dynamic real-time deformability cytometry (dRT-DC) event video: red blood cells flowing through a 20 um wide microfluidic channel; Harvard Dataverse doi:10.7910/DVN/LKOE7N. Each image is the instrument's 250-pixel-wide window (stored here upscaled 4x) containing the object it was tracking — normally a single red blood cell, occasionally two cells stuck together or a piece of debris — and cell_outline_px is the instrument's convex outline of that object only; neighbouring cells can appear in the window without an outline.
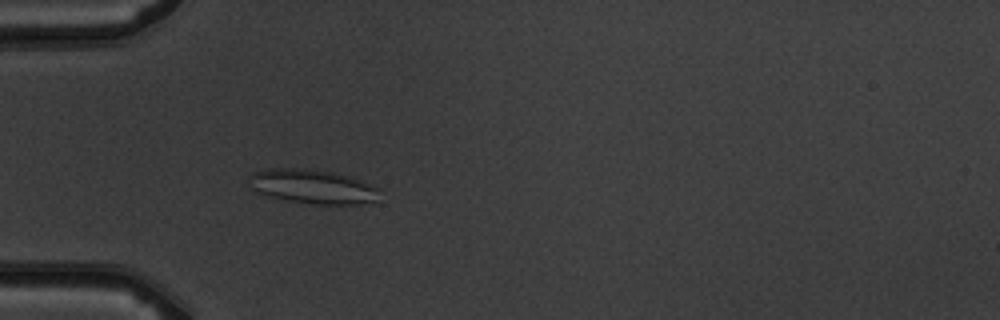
{"species": "common noctule bat (a hibernating species)", "species_latin": "Nyctalus noctula", "temperature_condition": "warm", "stored_images_in_passage": 5, "camera_frame_rate_fps": 3000, "um_per_image_px": 0.085, "animal": {"sex": "male", "body_mass_g": 19.5, "forearm_length_mm": 54.6}, "frame": {"image": 1, "passage_image": 5, "time_ms": 4.667, "image_size_px": [1000, 320], "cell_outline_px": [[380, 188], [376, 200], [360, 204], [316, 204], [288, 200], [256, 192], [252, 188], [248, 176], [256, 172], [268, 168], [304, 168], [332, 172], [348, 176], [360, 180]], "centroid_in_image_um": [26.58, 15.85], "position_along_channel_um": 58.4, "area_um2": 25.72}}